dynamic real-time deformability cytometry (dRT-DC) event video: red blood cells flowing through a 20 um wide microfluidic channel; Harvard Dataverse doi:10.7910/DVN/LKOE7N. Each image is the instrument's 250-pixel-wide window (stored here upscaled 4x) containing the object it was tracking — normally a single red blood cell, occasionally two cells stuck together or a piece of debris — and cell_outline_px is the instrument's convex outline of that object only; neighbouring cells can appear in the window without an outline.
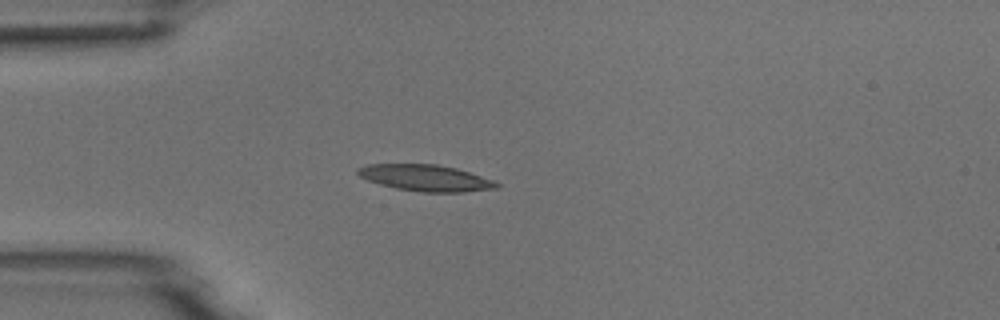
{"species": "common noctule bat (a hibernating species)", "species_latin": "Nyctalus noctula", "temperature_condition": "room temperature", "stored_images_in_passage": 5, "camera_frame_rate_fps": 3000, "um_per_image_px": 0.085, "animal": {"sex": "male", "body_mass_g": 18.8}, "frame": {"image": 1, "passage_image": 4, "time_ms": 3.667, "image_size_px": [1000, 320], "cell_outline_px": [[500, 188], [464, 192], [420, 192], [396, 188], [380, 184], [368, 180], [360, 176], [356, 172], [356, 168], [368, 164], [436, 164], [456, 168], [492, 180], [500, 184]], "centroid_in_image_um": [36.17, 15.12], "position_along_channel_um": 48.8, "area_um2": 21.27}}